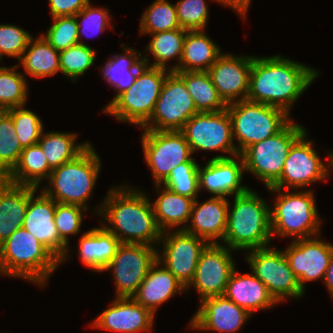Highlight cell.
<instances>
[{
    "label": "cell",
    "instance_id": "484cf974",
    "mask_svg": "<svg viewBox=\"0 0 333 333\" xmlns=\"http://www.w3.org/2000/svg\"><path fill=\"white\" fill-rule=\"evenodd\" d=\"M158 259L149 269L143 282L132 298L154 315L157 307L173 295L184 291L185 286Z\"/></svg>",
    "mask_w": 333,
    "mask_h": 333
},
{
    "label": "cell",
    "instance_id": "83f0119b",
    "mask_svg": "<svg viewBox=\"0 0 333 333\" xmlns=\"http://www.w3.org/2000/svg\"><path fill=\"white\" fill-rule=\"evenodd\" d=\"M119 239L104 226L84 233L79 240V254L83 264L102 272L113 259Z\"/></svg>",
    "mask_w": 333,
    "mask_h": 333
},
{
    "label": "cell",
    "instance_id": "ba28073f",
    "mask_svg": "<svg viewBox=\"0 0 333 333\" xmlns=\"http://www.w3.org/2000/svg\"><path fill=\"white\" fill-rule=\"evenodd\" d=\"M305 132L301 125L290 120L278 133L240 154L244 170L262 179L266 188L271 187L281 177L290 148Z\"/></svg>",
    "mask_w": 333,
    "mask_h": 333
},
{
    "label": "cell",
    "instance_id": "ffe728a7",
    "mask_svg": "<svg viewBox=\"0 0 333 333\" xmlns=\"http://www.w3.org/2000/svg\"><path fill=\"white\" fill-rule=\"evenodd\" d=\"M252 59V56L235 57L221 54L207 71L219 96L226 104L236 102L240 95L239 100H246Z\"/></svg>",
    "mask_w": 333,
    "mask_h": 333
},
{
    "label": "cell",
    "instance_id": "c3c4849f",
    "mask_svg": "<svg viewBox=\"0 0 333 333\" xmlns=\"http://www.w3.org/2000/svg\"><path fill=\"white\" fill-rule=\"evenodd\" d=\"M52 17L75 16L86 5L89 0H49Z\"/></svg>",
    "mask_w": 333,
    "mask_h": 333
},
{
    "label": "cell",
    "instance_id": "7402d4cb",
    "mask_svg": "<svg viewBox=\"0 0 333 333\" xmlns=\"http://www.w3.org/2000/svg\"><path fill=\"white\" fill-rule=\"evenodd\" d=\"M154 314L132 297H116L111 307L103 311L92 326L121 333L150 331Z\"/></svg>",
    "mask_w": 333,
    "mask_h": 333
},
{
    "label": "cell",
    "instance_id": "5bb4252c",
    "mask_svg": "<svg viewBox=\"0 0 333 333\" xmlns=\"http://www.w3.org/2000/svg\"><path fill=\"white\" fill-rule=\"evenodd\" d=\"M158 258L150 245L120 243L106 270L113 269L115 297H132Z\"/></svg>",
    "mask_w": 333,
    "mask_h": 333
},
{
    "label": "cell",
    "instance_id": "1f68e13d",
    "mask_svg": "<svg viewBox=\"0 0 333 333\" xmlns=\"http://www.w3.org/2000/svg\"><path fill=\"white\" fill-rule=\"evenodd\" d=\"M174 72L184 80L198 112H219L227 108L207 71Z\"/></svg>",
    "mask_w": 333,
    "mask_h": 333
},
{
    "label": "cell",
    "instance_id": "e575fe53",
    "mask_svg": "<svg viewBox=\"0 0 333 333\" xmlns=\"http://www.w3.org/2000/svg\"><path fill=\"white\" fill-rule=\"evenodd\" d=\"M76 134L42 132L41 138L38 141L42 151L44 152L49 167L53 170L65 162L75 159L80 155L90 143L74 144Z\"/></svg>",
    "mask_w": 333,
    "mask_h": 333
},
{
    "label": "cell",
    "instance_id": "603a6c76",
    "mask_svg": "<svg viewBox=\"0 0 333 333\" xmlns=\"http://www.w3.org/2000/svg\"><path fill=\"white\" fill-rule=\"evenodd\" d=\"M251 314L224 295L201 300L190 327L232 333L239 330Z\"/></svg>",
    "mask_w": 333,
    "mask_h": 333
},
{
    "label": "cell",
    "instance_id": "f35d334b",
    "mask_svg": "<svg viewBox=\"0 0 333 333\" xmlns=\"http://www.w3.org/2000/svg\"><path fill=\"white\" fill-rule=\"evenodd\" d=\"M13 68L0 67V111L22 107L27 100V83Z\"/></svg>",
    "mask_w": 333,
    "mask_h": 333
},
{
    "label": "cell",
    "instance_id": "836d02e7",
    "mask_svg": "<svg viewBox=\"0 0 333 333\" xmlns=\"http://www.w3.org/2000/svg\"><path fill=\"white\" fill-rule=\"evenodd\" d=\"M124 51L126 54L121 56L116 54L102 68L103 77L118 90L114 99L129 89L136 81L139 70L146 64L143 59H138L141 58V53L137 54L138 52H134L132 48H124Z\"/></svg>",
    "mask_w": 333,
    "mask_h": 333
},
{
    "label": "cell",
    "instance_id": "f1b7e54d",
    "mask_svg": "<svg viewBox=\"0 0 333 333\" xmlns=\"http://www.w3.org/2000/svg\"><path fill=\"white\" fill-rule=\"evenodd\" d=\"M221 54L203 30L187 31L181 61L170 71H208Z\"/></svg>",
    "mask_w": 333,
    "mask_h": 333
},
{
    "label": "cell",
    "instance_id": "4dcf8cb0",
    "mask_svg": "<svg viewBox=\"0 0 333 333\" xmlns=\"http://www.w3.org/2000/svg\"><path fill=\"white\" fill-rule=\"evenodd\" d=\"M194 201V198L179 195L165 187L152 205L160 230L166 233L168 228L186 224L190 219Z\"/></svg>",
    "mask_w": 333,
    "mask_h": 333
},
{
    "label": "cell",
    "instance_id": "d6986e66",
    "mask_svg": "<svg viewBox=\"0 0 333 333\" xmlns=\"http://www.w3.org/2000/svg\"><path fill=\"white\" fill-rule=\"evenodd\" d=\"M56 203L43 192L36 199H29L23 228L41 242L59 261L64 262L69 251L60 239L54 223Z\"/></svg>",
    "mask_w": 333,
    "mask_h": 333
},
{
    "label": "cell",
    "instance_id": "f907efd6",
    "mask_svg": "<svg viewBox=\"0 0 333 333\" xmlns=\"http://www.w3.org/2000/svg\"><path fill=\"white\" fill-rule=\"evenodd\" d=\"M324 282L326 284V287H328L327 289L329 290L333 298V253L327 271L325 272Z\"/></svg>",
    "mask_w": 333,
    "mask_h": 333
},
{
    "label": "cell",
    "instance_id": "ac0fdd59",
    "mask_svg": "<svg viewBox=\"0 0 333 333\" xmlns=\"http://www.w3.org/2000/svg\"><path fill=\"white\" fill-rule=\"evenodd\" d=\"M283 252L304 291L305 281L324 279L332 257L333 245L316 238L296 239Z\"/></svg>",
    "mask_w": 333,
    "mask_h": 333
},
{
    "label": "cell",
    "instance_id": "d4e9b609",
    "mask_svg": "<svg viewBox=\"0 0 333 333\" xmlns=\"http://www.w3.org/2000/svg\"><path fill=\"white\" fill-rule=\"evenodd\" d=\"M37 189L0 178V245L23 226L29 199Z\"/></svg>",
    "mask_w": 333,
    "mask_h": 333
},
{
    "label": "cell",
    "instance_id": "ee69618b",
    "mask_svg": "<svg viewBox=\"0 0 333 333\" xmlns=\"http://www.w3.org/2000/svg\"><path fill=\"white\" fill-rule=\"evenodd\" d=\"M177 18L182 29L204 30L208 20V7L204 0H180L176 4Z\"/></svg>",
    "mask_w": 333,
    "mask_h": 333
},
{
    "label": "cell",
    "instance_id": "277c9868",
    "mask_svg": "<svg viewBox=\"0 0 333 333\" xmlns=\"http://www.w3.org/2000/svg\"><path fill=\"white\" fill-rule=\"evenodd\" d=\"M60 261L23 227L0 245V272L45 285Z\"/></svg>",
    "mask_w": 333,
    "mask_h": 333
},
{
    "label": "cell",
    "instance_id": "30bf717a",
    "mask_svg": "<svg viewBox=\"0 0 333 333\" xmlns=\"http://www.w3.org/2000/svg\"><path fill=\"white\" fill-rule=\"evenodd\" d=\"M168 72L154 111L142 126L144 130H181L191 116L199 113L184 80L176 72Z\"/></svg>",
    "mask_w": 333,
    "mask_h": 333
},
{
    "label": "cell",
    "instance_id": "681fc988",
    "mask_svg": "<svg viewBox=\"0 0 333 333\" xmlns=\"http://www.w3.org/2000/svg\"><path fill=\"white\" fill-rule=\"evenodd\" d=\"M224 5L234 8L237 13L244 17L251 0H216Z\"/></svg>",
    "mask_w": 333,
    "mask_h": 333
},
{
    "label": "cell",
    "instance_id": "60d3db41",
    "mask_svg": "<svg viewBox=\"0 0 333 333\" xmlns=\"http://www.w3.org/2000/svg\"><path fill=\"white\" fill-rule=\"evenodd\" d=\"M95 51L87 44H76L66 50L60 51V71L76 81L95 62Z\"/></svg>",
    "mask_w": 333,
    "mask_h": 333
},
{
    "label": "cell",
    "instance_id": "e0dca14e",
    "mask_svg": "<svg viewBox=\"0 0 333 333\" xmlns=\"http://www.w3.org/2000/svg\"><path fill=\"white\" fill-rule=\"evenodd\" d=\"M231 249L220 243H209L201 252L193 280L201 300L223 295L230 275L235 269Z\"/></svg>",
    "mask_w": 333,
    "mask_h": 333
},
{
    "label": "cell",
    "instance_id": "2e32d148",
    "mask_svg": "<svg viewBox=\"0 0 333 333\" xmlns=\"http://www.w3.org/2000/svg\"><path fill=\"white\" fill-rule=\"evenodd\" d=\"M160 240L164 241V252L161 257L158 253V261H163L160 264H164L186 288L193 280L201 252L209 242L182 228L169 235L162 232Z\"/></svg>",
    "mask_w": 333,
    "mask_h": 333
},
{
    "label": "cell",
    "instance_id": "f6af8a7d",
    "mask_svg": "<svg viewBox=\"0 0 333 333\" xmlns=\"http://www.w3.org/2000/svg\"><path fill=\"white\" fill-rule=\"evenodd\" d=\"M82 206L56 203L54 223L60 239L68 246V235L77 234L82 223Z\"/></svg>",
    "mask_w": 333,
    "mask_h": 333
},
{
    "label": "cell",
    "instance_id": "8992f818",
    "mask_svg": "<svg viewBox=\"0 0 333 333\" xmlns=\"http://www.w3.org/2000/svg\"><path fill=\"white\" fill-rule=\"evenodd\" d=\"M142 59L146 64L139 70L136 81L103 110L116 116L119 121H128L141 127L150 119L169 74L164 68L148 67V58Z\"/></svg>",
    "mask_w": 333,
    "mask_h": 333
},
{
    "label": "cell",
    "instance_id": "7a4b0ae2",
    "mask_svg": "<svg viewBox=\"0 0 333 333\" xmlns=\"http://www.w3.org/2000/svg\"><path fill=\"white\" fill-rule=\"evenodd\" d=\"M126 189L128 187L124 185L109 190L98 213L104 215L105 220L114 227H107L106 224L103 226L113 233L120 243L153 246L151 244L160 241L162 236L153 206L144 193Z\"/></svg>",
    "mask_w": 333,
    "mask_h": 333
},
{
    "label": "cell",
    "instance_id": "4fadbf2b",
    "mask_svg": "<svg viewBox=\"0 0 333 333\" xmlns=\"http://www.w3.org/2000/svg\"><path fill=\"white\" fill-rule=\"evenodd\" d=\"M191 152L197 150L224 151L236 157L232 123L227 109L219 112H199L191 116L180 130Z\"/></svg>",
    "mask_w": 333,
    "mask_h": 333
},
{
    "label": "cell",
    "instance_id": "cb8c5ba5",
    "mask_svg": "<svg viewBox=\"0 0 333 333\" xmlns=\"http://www.w3.org/2000/svg\"><path fill=\"white\" fill-rule=\"evenodd\" d=\"M229 210V203L225 197L214 196L199 205L195 199L190 214L192 226H185L183 230L206 241L209 240V243H218L214 239L223 240Z\"/></svg>",
    "mask_w": 333,
    "mask_h": 333
},
{
    "label": "cell",
    "instance_id": "52a82bcc",
    "mask_svg": "<svg viewBox=\"0 0 333 333\" xmlns=\"http://www.w3.org/2000/svg\"><path fill=\"white\" fill-rule=\"evenodd\" d=\"M226 109L233 138L239 141L238 155L249 146L275 135L290 121L283 109L247 99L227 104Z\"/></svg>",
    "mask_w": 333,
    "mask_h": 333
},
{
    "label": "cell",
    "instance_id": "8d00e7d4",
    "mask_svg": "<svg viewBox=\"0 0 333 333\" xmlns=\"http://www.w3.org/2000/svg\"><path fill=\"white\" fill-rule=\"evenodd\" d=\"M22 151L12 117L6 111H0V178H5L14 169Z\"/></svg>",
    "mask_w": 333,
    "mask_h": 333
},
{
    "label": "cell",
    "instance_id": "74e56055",
    "mask_svg": "<svg viewBox=\"0 0 333 333\" xmlns=\"http://www.w3.org/2000/svg\"><path fill=\"white\" fill-rule=\"evenodd\" d=\"M181 28L176 5L170 4L167 0H156L144 12L140 30L142 34H154L157 32L175 30Z\"/></svg>",
    "mask_w": 333,
    "mask_h": 333
},
{
    "label": "cell",
    "instance_id": "7bdbcfd3",
    "mask_svg": "<svg viewBox=\"0 0 333 333\" xmlns=\"http://www.w3.org/2000/svg\"><path fill=\"white\" fill-rule=\"evenodd\" d=\"M46 35L42 36L57 51H63L79 43L78 23L76 16H57Z\"/></svg>",
    "mask_w": 333,
    "mask_h": 333
},
{
    "label": "cell",
    "instance_id": "d6a6232c",
    "mask_svg": "<svg viewBox=\"0 0 333 333\" xmlns=\"http://www.w3.org/2000/svg\"><path fill=\"white\" fill-rule=\"evenodd\" d=\"M24 54L19 59L20 64L25 69L24 72L32 77L41 78L60 71V52L52 47L42 35L38 39L29 40Z\"/></svg>",
    "mask_w": 333,
    "mask_h": 333
},
{
    "label": "cell",
    "instance_id": "3957f363",
    "mask_svg": "<svg viewBox=\"0 0 333 333\" xmlns=\"http://www.w3.org/2000/svg\"><path fill=\"white\" fill-rule=\"evenodd\" d=\"M272 237L270 208L254 191L234 196L232 211H228L223 241L229 249L267 247Z\"/></svg>",
    "mask_w": 333,
    "mask_h": 333
},
{
    "label": "cell",
    "instance_id": "bcb514c9",
    "mask_svg": "<svg viewBox=\"0 0 333 333\" xmlns=\"http://www.w3.org/2000/svg\"><path fill=\"white\" fill-rule=\"evenodd\" d=\"M32 36L15 25L0 24V57L3 54L20 59Z\"/></svg>",
    "mask_w": 333,
    "mask_h": 333
},
{
    "label": "cell",
    "instance_id": "6da1fadb",
    "mask_svg": "<svg viewBox=\"0 0 333 333\" xmlns=\"http://www.w3.org/2000/svg\"><path fill=\"white\" fill-rule=\"evenodd\" d=\"M319 73L280 56L252 59L247 100L283 109L300 97Z\"/></svg>",
    "mask_w": 333,
    "mask_h": 333
},
{
    "label": "cell",
    "instance_id": "d590c367",
    "mask_svg": "<svg viewBox=\"0 0 333 333\" xmlns=\"http://www.w3.org/2000/svg\"><path fill=\"white\" fill-rule=\"evenodd\" d=\"M186 32L187 30L178 28L151 34L153 38L146 48L155 57L151 66L167 69V60L175 56L181 61Z\"/></svg>",
    "mask_w": 333,
    "mask_h": 333
},
{
    "label": "cell",
    "instance_id": "7dc6e473",
    "mask_svg": "<svg viewBox=\"0 0 333 333\" xmlns=\"http://www.w3.org/2000/svg\"><path fill=\"white\" fill-rule=\"evenodd\" d=\"M108 11L109 10L108 9L105 10V8L104 9L102 8L99 9L96 7L92 8L89 3L78 14L75 15L76 18L82 17L81 23L80 24L78 23L79 44H83V42L80 41L81 34L86 35L87 34L86 32H92V31L95 33L97 32L99 33L105 30V28L109 25Z\"/></svg>",
    "mask_w": 333,
    "mask_h": 333
},
{
    "label": "cell",
    "instance_id": "44dd1931",
    "mask_svg": "<svg viewBox=\"0 0 333 333\" xmlns=\"http://www.w3.org/2000/svg\"><path fill=\"white\" fill-rule=\"evenodd\" d=\"M236 158L241 160L240 164L235 158L218 155L211 158L204 169L199 166V189L204 187L215 197L245 193L248 187L241 185L244 162L241 155Z\"/></svg>",
    "mask_w": 333,
    "mask_h": 333
},
{
    "label": "cell",
    "instance_id": "ab89813d",
    "mask_svg": "<svg viewBox=\"0 0 333 333\" xmlns=\"http://www.w3.org/2000/svg\"><path fill=\"white\" fill-rule=\"evenodd\" d=\"M199 164L194 160L175 167L162 182L174 193L196 199L199 189Z\"/></svg>",
    "mask_w": 333,
    "mask_h": 333
},
{
    "label": "cell",
    "instance_id": "816d5d0a",
    "mask_svg": "<svg viewBox=\"0 0 333 333\" xmlns=\"http://www.w3.org/2000/svg\"><path fill=\"white\" fill-rule=\"evenodd\" d=\"M329 158H330V161H331L329 164L332 167L331 169H333V153L332 152L330 153V157Z\"/></svg>",
    "mask_w": 333,
    "mask_h": 333
},
{
    "label": "cell",
    "instance_id": "7c38bea8",
    "mask_svg": "<svg viewBox=\"0 0 333 333\" xmlns=\"http://www.w3.org/2000/svg\"><path fill=\"white\" fill-rule=\"evenodd\" d=\"M246 259L253 274L265 284L277 303L283 301L285 297L299 298L303 295L304 291L291 270L284 252L267 246L252 249Z\"/></svg>",
    "mask_w": 333,
    "mask_h": 333
},
{
    "label": "cell",
    "instance_id": "4316f807",
    "mask_svg": "<svg viewBox=\"0 0 333 333\" xmlns=\"http://www.w3.org/2000/svg\"><path fill=\"white\" fill-rule=\"evenodd\" d=\"M223 295L250 314L277 303L265 284L254 274L240 275L236 269L230 275Z\"/></svg>",
    "mask_w": 333,
    "mask_h": 333
},
{
    "label": "cell",
    "instance_id": "9a60e30c",
    "mask_svg": "<svg viewBox=\"0 0 333 333\" xmlns=\"http://www.w3.org/2000/svg\"><path fill=\"white\" fill-rule=\"evenodd\" d=\"M306 132L292 145L286 158L281 177L269 188L280 192L283 186L291 188L306 187L311 182L320 181L328 176V169L312 148L313 142L306 139ZM307 140V141H306Z\"/></svg>",
    "mask_w": 333,
    "mask_h": 333
},
{
    "label": "cell",
    "instance_id": "8fae6325",
    "mask_svg": "<svg viewBox=\"0 0 333 333\" xmlns=\"http://www.w3.org/2000/svg\"><path fill=\"white\" fill-rule=\"evenodd\" d=\"M142 146L157 191L175 167L193 159L190 146L180 130H145L142 135Z\"/></svg>",
    "mask_w": 333,
    "mask_h": 333
},
{
    "label": "cell",
    "instance_id": "b9f144b4",
    "mask_svg": "<svg viewBox=\"0 0 333 333\" xmlns=\"http://www.w3.org/2000/svg\"><path fill=\"white\" fill-rule=\"evenodd\" d=\"M6 112L12 117L15 135L20 145L25 148L37 144L43 132L40 118L23 106L8 109Z\"/></svg>",
    "mask_w": 333,
    "mask_h": 333
},
{
    "label": "cell",
    "instance_id": "9c48e42d",
    "mask_svg": "<svg viewBox=\"0 0 333 333\" xmlns=\"http://www.w3.org/2000/svg\"><path fill=\"white\" fill-rule=\"evenodd\" d=\"M274 209L270 208L271 234L282 237L310 238L319 234L320 220L313 192L279 193Z\"/></svg>",
    "mask_w": 333,
    "mask_h": 333
},
{
    "label": "cell",
    "instance_id": "5b68a950",
    "mask_svg": "<svg viewBox=\"0 0 333 333\" xmlns=\"http://www.w3.org/2000/svg\"><path fill=\"white\" fill-rule=\"evenodd\" d=\"M89 145L75 159L53 169L49 175L52 189L42 192L55 202L79 205L87 209L86 201L90 198L100 170V159Z\"/></svg>",
    "mask_w": 333,
    "mask_h": 333
},
{
    "label": "cell",
    "instance_id": "f546056e",
    "mask_svg": "<svg viewBox=\"0 0 333 333\" xmlns=\"http://www.w3.org/2000/svg\"><path fill=\"white\" fill-rule=\"evenodd\" d=\"M47 158L40 145L23 148L20 159L14 169L5 177L13 184L37 187L40 181L51 173Z\"/></svg>",
    "mask_w": 333,
    "mask_h": 333
}]
</instances>
